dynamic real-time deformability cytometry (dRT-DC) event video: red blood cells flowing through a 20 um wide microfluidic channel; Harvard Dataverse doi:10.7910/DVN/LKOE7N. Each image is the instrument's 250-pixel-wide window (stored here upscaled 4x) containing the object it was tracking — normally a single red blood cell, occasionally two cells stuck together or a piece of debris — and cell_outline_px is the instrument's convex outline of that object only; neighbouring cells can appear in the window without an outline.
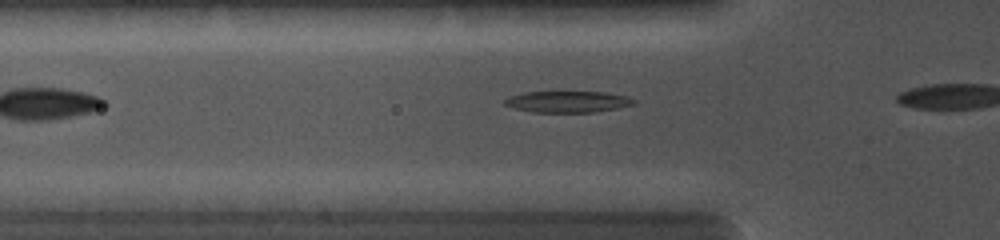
{"species": "common noctule bat (a hibernating species)", "species_latin": "Nyctalus noctula", "temperature_condition": "cold", "stored_images_in_passage": 7, "camera_frame_rate_fps": 5000, "um_per_image_px": 0.085, "animal": {"sex": "female", "body_mass_g": 19.0, "forearm_length_mm": 56.7}, "frame": {"image": 1, "passage_image": 2, "time_ms": 0.4, "image_size_px": [1000, 240], "cell_outline_px": [[636, 104], [596, 112], [532, 112], [516, 108], [504, 104], [504, 100], [512, 96], [524, 92], [604, 92], [628, 96], [636, 100]], "centroid_in_image_um": [48.31, 8.64], "position_along_channel_um": 77.5, "area_um2": 15.95}}